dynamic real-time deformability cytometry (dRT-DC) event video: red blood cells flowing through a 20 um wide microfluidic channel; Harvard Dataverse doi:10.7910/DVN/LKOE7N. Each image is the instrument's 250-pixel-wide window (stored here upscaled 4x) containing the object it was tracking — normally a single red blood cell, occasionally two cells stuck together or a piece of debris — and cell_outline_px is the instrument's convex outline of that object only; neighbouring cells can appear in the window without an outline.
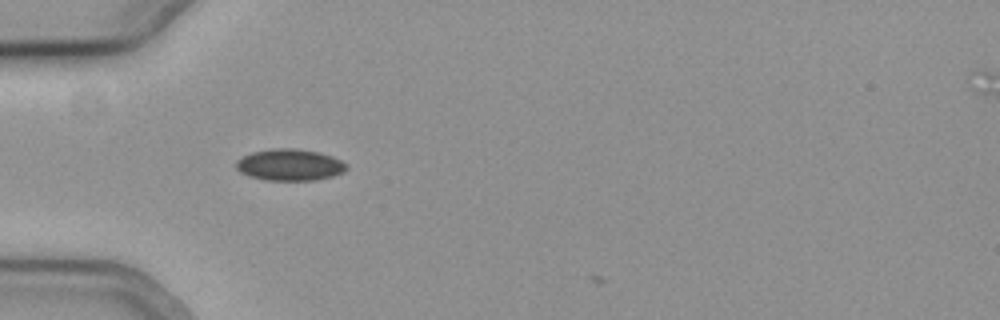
{"species": "common noctule bat (a hibernating species)", "species_latin": "Nyctalus noctula", "temperature_condition": "cold", "stored_images_in_passage": 6, "camera_frame_rate_fps": 3000, "um_per_image_px": 0.085, "animal": {"sex": "female", "body_mass_g": 19.3, "forearm_length_mm": 54.1}, "frame": {"image": 1, "passage_image": 2, "time_ms": 0.333, "image_size_px": [1000, 320], "cell_outline_px": [[348, 168], [344, 172], [332, 176], [316, 180], [268, 180], [248, 176], [240, 172], [236, 168], [236, 160], [252, 152], [276, 148], [292, 148], [320, 152], [332, 156], [348, 164]], "centroid_in_image_um": [24.65, 14.01], "position_along_channel_um": 60.4, "area_um2": 20.35}}
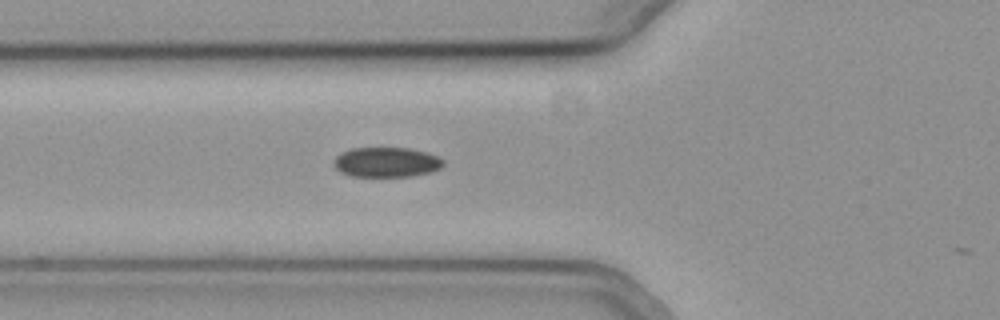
{"frame": {"image": 2, "passage_image": 5, "time_ms": 1.333, "image_size_px": [1000, 320], "cell_outline_px": [[444, 164], [440, 168], [432, 172], [412, 176], [352, 176], [340, 172], [332, 164], [332, 160], [340, 152], [352, 148], [408, 148], [428, 152], [440, 156], [444, 160]], "centroid_in_image_um": [32.85, 13.78], "position_along_channel_um": 92.9, "area_um2": 19.36}}